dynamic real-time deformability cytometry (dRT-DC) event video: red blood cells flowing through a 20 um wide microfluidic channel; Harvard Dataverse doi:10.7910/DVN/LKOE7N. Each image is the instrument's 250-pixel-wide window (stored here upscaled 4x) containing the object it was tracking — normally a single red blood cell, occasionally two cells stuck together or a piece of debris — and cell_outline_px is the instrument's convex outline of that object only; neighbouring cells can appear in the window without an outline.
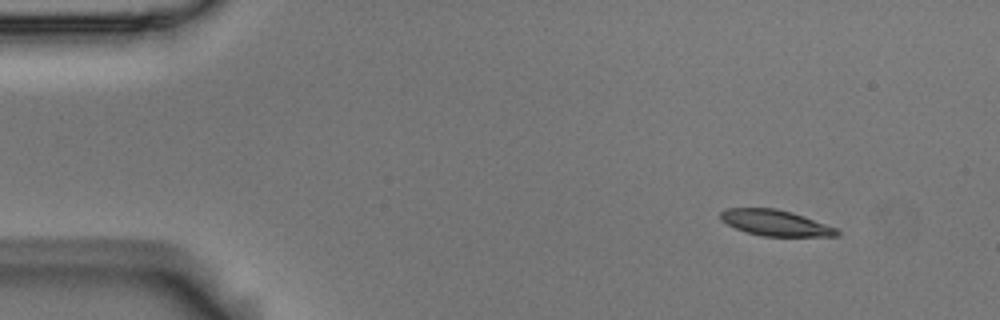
{"species": "Egyptian fruit bat (a non-hibernating species)", "species_latin": "Rousettus aegyptiacus", "temperature_condition": "room temperature", "stored_images_in_passage": 4, "camera_frame_rate_fps": 3000, "um_per_image_px": 0.085, "animal": {"sex": "male"}, "frame": {"image": 1, "passage_image": 1, "time_ms": 0.0, "image_size_px": [1000, 320], "cell_outline_px": [[840, 236], [764, 236], [748, 232], [736, 228], [720, 220], [720, 212], [728, 208], [776, 208], [792, 212], [804, 216], [836, 228], [840, 232]], "centroid_in_image_um": [65.92, 18.94], "position_along_channel_um": 19.1, "area_um2": 17.4}}
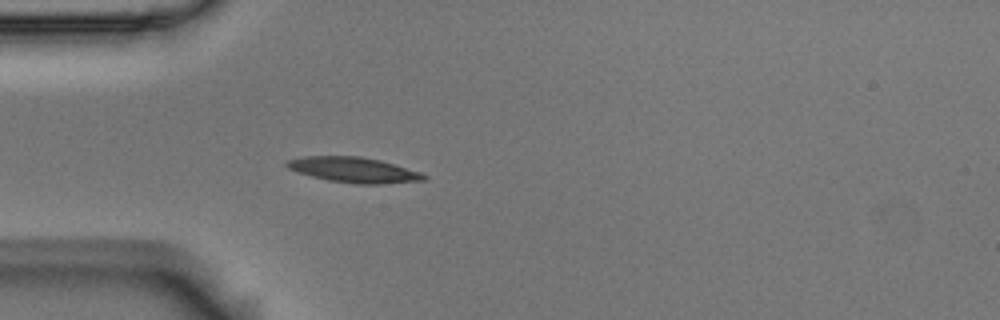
{"frame": {"image": 2, "passage_image": 4, "time_ms": 1.0, "image_size_px": [1000, 320], "cell_outline_px": [[428, 176], [424, 180], [380, 184], [356, 184], [328, 180], [296, 172], [288, 168], [284, 164], [284, 160], [304, 156], [360, 156], [380, 160], [420, 172]], "centroid_in_image_um": [30.01, 14.43], "position_along_channel_um": 55.0, "area_um2": 20.23}}